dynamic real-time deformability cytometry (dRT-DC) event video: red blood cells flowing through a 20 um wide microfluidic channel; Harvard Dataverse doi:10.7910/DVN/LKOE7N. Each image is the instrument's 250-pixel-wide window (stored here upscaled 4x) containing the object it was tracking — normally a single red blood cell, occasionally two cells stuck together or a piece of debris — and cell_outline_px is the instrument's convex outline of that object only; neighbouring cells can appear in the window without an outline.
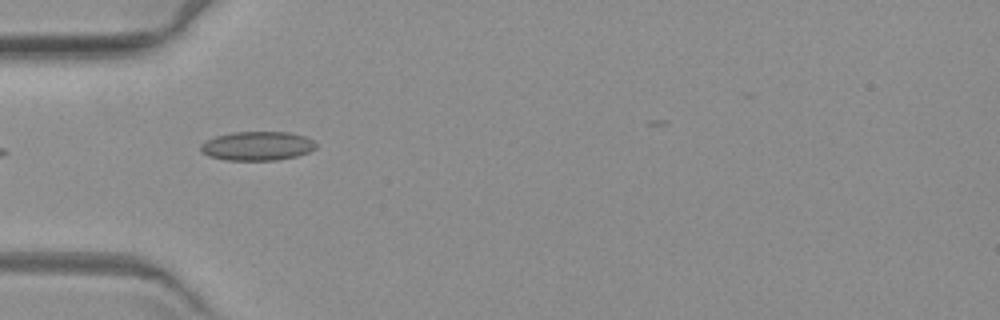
{"species": "common noctule bat (a hibernating species)", "species_latin": "Nyctalus noctula", "temperature_condition": "warm", "stored_images_in_passage": 2, "camera_frame_rate_fps": 3000, "um_per_image_px": 0.085, "animal": {"sex": "female", "body_mass_g": 19.3, "forearm_length_mm": 54.1}, "frame": {"image": 1, "passage_image": 1, "time_ms": 0.0, "image_size_px": [1000, 320], "cell_outline_px": [[316, 148], [308, 152], [296, 156], [276, 160], [228, 160], [208, 156], [200, 152], [200, 144], [216, 136], [232, 132], [288, 132], [304, 136], [312, 140], [316, 144]], "centroid_in_image_um": [21.84, 12.41], "position_along_channel_um": 63.2, "area_um2": 19.42}}
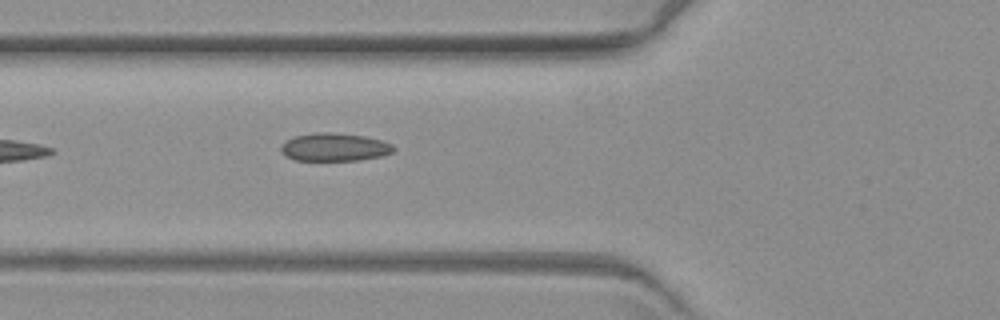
{"frame": {"image": 2, "passage_image": 2, "time_ms": 1.0, "image_size_px": [1000, 320], "cell_outline_px": [[396, 148], [392, 152], [380, 156], [360, 160], [296, 160], [284, 156], [280, 152], [280, 144], [284, 140], [296, 136], [316, 132], [328, 132], [364, 136], [380, 140], [392, 144]], "centroid_in_image_um": [28.37, 12.51], "position_along_channel_um": 97.4, "area_um2": 18.44}}